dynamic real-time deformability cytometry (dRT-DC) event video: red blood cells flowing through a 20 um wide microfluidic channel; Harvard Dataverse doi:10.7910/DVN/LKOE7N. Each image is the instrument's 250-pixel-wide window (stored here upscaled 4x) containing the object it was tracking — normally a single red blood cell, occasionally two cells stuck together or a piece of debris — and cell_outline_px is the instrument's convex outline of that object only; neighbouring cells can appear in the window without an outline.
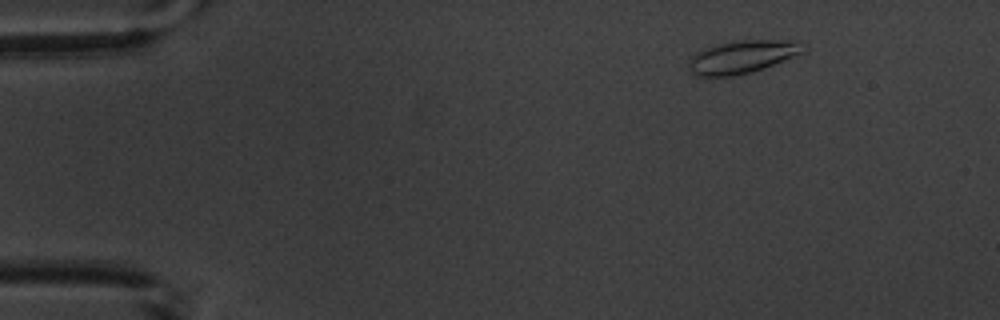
{"species": "common noctule bat (a hibernating species)", "species_latin": "Nyctalus noctula", "temperature_condition": "warm", "stored_images_in_passage": 5, "camera_frame_rate_fps": 3000, "um_per_image_px": 0.085, "animal": {"sex": "male", "body_mass_g": 20.1, "forearm_length_mm": 53.5}, "frame": {"image": 1, "passage_image": 1, "time_ms": 0.0, "image_size_px": [1000, 320], "cell_outline_px": [[804, 52], [764, 68], [752, 72], [732, 76], [696, 76], [692, 72], [688, 64], [688, 60], [696, 52], [704, 48], [716, 44], [744, 40], [796, 40]], "centroid_in_image_um": [63.03, 4.84], "position_along_channel_um": 22.0, "area_um2": 21.68}}
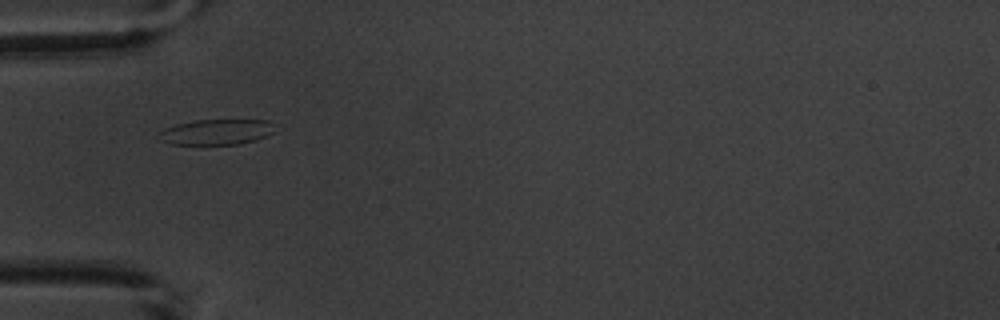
{"frame": {"image": 2, "passage_image": 4, "time_ms": 3.667, "image_size_px": [1000, 320], "cell_outline_px": [[276, 132], [256, 140], [240, 144], [172, 144], [156, 140], [156, 132], [164, 128], [176, 124], [196, 120], [268, 120]], "centroid_in_image_um": [18.32, 11.22], "position_along_channel_um": 66.7, "area_um2": 17.46}}
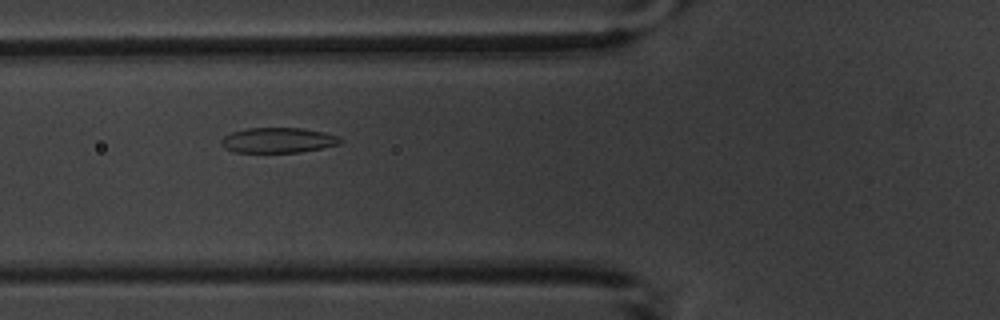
{"frame": {"image": 3, "passage_image": 5, "time_ms": 4.667, "image_size_px": [1000, 320], "cell_outline_px": [[344, 140], [340, 144], [300, 152], [236, 152], [224, 148], [220, 144], [220, 140], [224, 136], [232, 132], [248, 128], [300, 128], [324, 132], [340, 136]], "centroid_in_image_um": [23.64, 11.92], "position_along_channel_um": 102.2, "area_um2": 17.51}}